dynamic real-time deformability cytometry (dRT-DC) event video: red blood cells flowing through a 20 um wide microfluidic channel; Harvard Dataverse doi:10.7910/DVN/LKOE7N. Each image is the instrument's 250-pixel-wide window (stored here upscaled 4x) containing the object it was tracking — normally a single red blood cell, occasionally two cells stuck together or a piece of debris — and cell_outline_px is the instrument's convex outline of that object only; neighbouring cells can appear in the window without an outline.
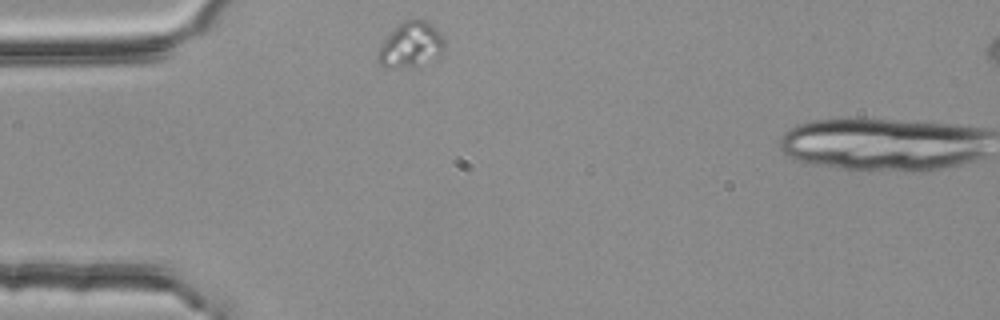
{"species": "common noctule bat (a hibernating species)", "species_latin": "Nyctalus noctula", "temperature_condition": "room temperature", "stored_images_in_passage": 2, "camera_frame_rate_fps": 3000, "um_per_image_px": 0.085, "animal": {"sex": "female", "body_mass_g": 25.1}, "frame": {"image": 1, "passage_image": 1, "time_ms": 0.0, "image_size_px": [1000, 320], "cell_outline_px": [[444, 48], [440, 56], [416, 64], [392, 68], [384, 68], [376, 60], [376, 56], [380, 44], [396, 24], [404, 20], [424, 20], [436, 28], [444, 40]], "centroid_in_image_um": [34.85, 3.79], "position_along_channel_um": 50.1, "area_um2": 17.4}}